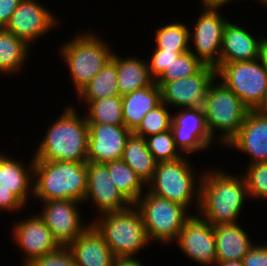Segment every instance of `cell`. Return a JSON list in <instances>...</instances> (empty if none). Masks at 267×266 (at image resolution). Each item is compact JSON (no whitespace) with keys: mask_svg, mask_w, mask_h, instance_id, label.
<instances>
[{"mask_svg":"<svg viewBox=\"0 0 267 266\" xmlns=\"http://www.w3.org/2000/svg\"><path fill=\"white\" fill-rule=\"evenodd\" d=\"M215 79H217L216 68L204 65L192 76L156 83L161 88L162 102L169 108L203 109L208 90Z\"/></svg>","mask_w":267,"mask_h":266,"instance_id":"cell-11","label":"cell"},{"mask_svg":"<svg viewBox=\"0 0 267 266\" xmlns=\"http://www.w3.org/2000/svg\"><path fill=\"white\" fill-rule=\"evenodd\" d=\"M58 18L38 0H22L11 15L6 30L28 46L58 26Z\"/></svg>","mask_w":267,"mask_h":266,"instance_id":"cell-16","label":"cell"},{"mask_svg":"<svg viewBox=\"0 0 267 266\" xmlns=\"http://www.w3.org/2000/svg\"><path fill=\"white\" fill-rule=\"evenodd\" d=\"M216 74L249 110L263 108L267 98V71L259 59L220 63Z\"/></svg>","mask_w":267,"mask_h":266,"instance_id":"cell-9","label":"cell"},{"mask_svg":"<svg viewBox=\"0 0 267 266\" xmlns=\"http://www.w3.org/2000/svg\"><path fill=\"white\" fill-rule=\"evenodd\" d=\"M216 266H243L242 260H230L216 263Z\"/></svg>","mask_w":267,"mask_h":266,"instance_id":"cell-43","label":"cell"},{"mask_svg":"<svg viewBox=\"0 0 267 266\" xmlns=\"http://www.w3.org/2000/svg\"><path fill=\"white\" fill-rule=\"evenodd\" d=\"M241 260L243 266H267V243L254 244Z\"/></svg>","mask_w":267,"mask_h":266,"instance_id":"cell-38","label":"cell"},{"mask_svg":"<svg viewBox=\"0 0 267 266\" xmlns=\"http://www.w3.org/2000/svg\"><path fill=\"white\" fill-rule=\"evenodd\" d=\"M131 133L125 125L88 124L87 161L106 163L120 160Z\"/></svg>","mask_w":267,"mask_h":266,"instance_id":"cell-20","label":"cell"},{"mask_svg":"<svg viewBox=\"0 0 267 266\" xmlns=\"http://www.w3.org/2000/svg\"><path fill=\"white\" fill-rule=\"evenodd\" d=\"M171 130L175 145L183 155L211 148L214 140L207 129L203 109L182 108L172 115Z\"/></svg>","mask_w":267,"mask_h":266,"instance_id":"cell-15","label":"cell"},{"mask_svg":"<svg viewBox=\"0 0 267 266\" xmlns=\"http://www.w3.org/2000/svg\"><path fill=\"white\" fill-rule=\"evenodd\" d=\"M33 196L40 202L72 199L84 203L86 162L34 161Z\"/></svg>","mask_w":267,"mask_h":266,"instance_id":"cell-3","label":"cell"},{"mask_svg":"<svg viewBox=\"0 0 267 266\" xmlns=\"http://www.w3.org/2000/svg\"><path fill=\"white\" fill-rule=\"evenodd\" d=\"M147 148L157 162L172 161L183 156L175 145L172 130L153 134L145 138Z\"/></svg>","mask_w":267,"mask_h":266,"instance_id":"cell-34","label":"cell"},{"mask_svg":"<svg viewBox=\"0 0 267 266\" xmlns=\"http://www.w3.org/2000/svg\"><path fill=\"white\" fill-rule=\"evenodd\" d=\"M69 104L48 128L34 161L87 162L88 123Z\"/></svg>","mask_w":267,"mask_h":266,"instance_id":"cell-2","label":"cell"},{"mask_svg":"<svg viewBox=\"0 0 267 266\" xmlns=\"http://www.w3.org/2000/svg\"><path fill=\"white\" fill-rule=\"evenodd\" d=\"M22 0H0V28H5Z\"/></svg>","mask_w":267,"mask_h":266,"instance_id":"cell-39","label":"cell"},{"mask_svg":"<svg viewBox=\"0 0 267 266\" xmlns=\"http://www.w3.org/2000/svg\"><path fill=\"white\" fill-rule=\"evenodd\" d=\"M204 64L191 52H184L166 67L164 73L155 82H171L196 74Z\"/></svg>","mask_w":267,"mask_h":266,"instance_id":"cell-33","label":"cell"},{"mask_svg":"<svg viewBox=\"0 0 267 266\" xmlns=\"http://www.w3.org/2000/svg\"><path fill=\"white\" fill-rule=\"evenodd\" d=\"M167 105L161 102L154 109L148 111L139 126L133 131L141 137H148L171 129L172 114Z\"/></svg>","mask_w":267,"mask_h":266,"instance_id":"cell-32","label":"cell"},{"mask_svg":"<svg viewBox=\"0 0 267 266\" xmlns=\"http://www.w3.org/2000/svg\"><path fill=\"white\" fill-rule=\"evenodd\" d=\"M104 164L108 168L114 185L131 204H134L145 193L143 189L146 185L122 159Z\"/></svg>","mask_w":267,"mask_h":266,"instance_id":"cell-29","label":"cell"},{"mask_svg":"<svg viewBox=\"0 0 267 266\" xmlns=\"http://www.w3.org/2000/svg\"><path fill=\"white\" fill-rule=\"evenodd\" d=\"M95 32L78 33L59 49L66 63L76 94L94 78L111 59L113 51L109 42Z\"/></svg>","mask_w":267,"mask_h":266,"instance_id":"cell-4","label":"cell"},{"mask_svg":"<svg viewBox=\"0 0 267 266\" xmlns=\"http://www.w3.org/2000/svg\"><path fill=\"white\" fill-rule=\"evenodd\" d=\"M188 51H166L154 48L151 57L147 61L150 76L156 81L165 71L166 67L179 56Z\"/></svg>","mask_w":267,"mask_h":266,"instance_id":"cell-36","label":"cell"},{"mask_svg":"<svg viewBox=\"0 0 267 266\" xmlns=\"http://www.w3.org/2000/svg\"><path fill=\"white\" fill-rule=\"evenodd\" d=\"M34 157L27 167L0 153V211H19L33 197Z\"/></svg>","mask_w":267,"mask_h":266,"instance_id":"cell-10","label":"cell"},{"mask_svg":"<svg viewBox=\"0 0 267 266\" xmlns=\"http://www.w3.org/2000/svg\"><path fill=\"white\" fill-rule=\"evenodd\" d=\"M84 105L88 107L85 115L88 124L124 125L121 95L93 100Z\"/></svg>","mask_w":267,"mask_h":266,"instance_id":"cell-30","label":"cell"},{"mask_svg":"<svg viewBox=\"0 0 267 266\" xmlns=\"http://www.w3.org/2000/svg\"><path fill=\"white\" fill-rule=\"evenodd\" d=\"M90 223L116 258L136 257L150 243L141 214L133 204L122 211L100 215Z\"/></svg>","mask_w":267,"mask_h":266,"instance_id":"cell-5","label":"cell"},{"mask_svg":"<svg viewBox=\"0 0 267 266\" xmlns=\"http://www.w3.org/2000/svg\"><path fill=\"white\" fill-rule=\"evenodd\" d=\"M11 233L14 243L24 252L23 266H28L35 259L53 253L61 247L37 214L15 221Z\"/></svg>","mask_w":267,"mask_h":266,"instance_id":"cell-17","label":"cell"},{"mask_svg":"<svg viewBox=\"0 0 267 266\" xmlns=\"http://www.w3.org/2000/svg\"><path fill=\"white\" fill-rule=\"evenodd\" d=\"M204 169L200 185L198 214L213 226L237 223L248 190L243 175H232L223 169Z\"/></svg>","mask_w":267,"mask_h":266,"instance_id":"cell-1","label":"cell"},{"mask_svg":"<svg viewBox=\"0 0 267 266\" xmlns=\"http://www.w3.org/2000/svg\"><path fill=\"white\" fill-rule=\"evenodd\" d=\"M239 24L227 22L223 31L220 63L252 61L258 59L262 36L255 38Z\"/></svg>","mask_w":267,"mask_h":266,"instance_id":"cell-22","label":"cell"},{"mask_svg":"<svg viewBox=\"0 0 267 266\" xmlns=\"http://www.w3.org/2000/svg\"><path fill=\"white\" fill-rule=\"evenodd\" d=\"M201 10L193 31L190 29L189 33V42L194 44L195 51L191 48L189 51L204 65L216 68L220 64L223 31L229 20L220 14L219 8L202 7Z\"/></svg>","mask_w":267,"mask_h":266,"instance_id":"cell-12","label":"cell"},{"mask_svg":"<svg viewBox=\"0 0 267 266\" xmlns=\"http://www.w3.org/2000/svg\"><path fill=\"white\" fill-rule=\"evenodd\" d=\"M258 2H261L262 5H264L265 7H267V0H256Z\"/></svg>","mask_w":267,"mask_h":266,"instance_id":"cell-45","label":"cell"},{"mask_svg":"<svg viewBox=\"0 0 267 266\" xmlns=\"http://www.w3.org/2000/svg\"><path fill=\"white\" fill-rule=\"evenodd\" d=\"M38 216L50 229L53 238L61 247H67L91 224H83L78 202L72 199L48 200Z\"/></svg>","mask_w":267,"mask_h":266,"instance_id":"cell-13","label":"cell"},{"mask_svg":"<svg viewBox=\"0 0 267 266\" xmlns=\"http://www.w3.org/2000/svg\"><path fill=\"white\" fill-rule=\"evenodd\" d=\"M227 146L249 155L248 165L267 162V113L249 110L238 133Z\"/></svg>","mask_w":267,"mask_h":266,"instance_id":"cell-19","label":"cell"},{"mask_svg":"<svg viewBox=\"0 0 267 266\" xmlns=\"http://www.w3.org/2000/svg\"><path fill=\"white\" fill-rule=\"evenodd\" d=\"M263 112L267 113V98H266V102L263 106V108L261 109Z\"/></svg>","mask_w":267,"mask_h":266,"instance_id":"cell-44","label":"cell"},{"mask_svg":"<svg viewBox=\"0 0 267 266\" xmlns=\"http://www.w3.org/2000/svg\"><path fill=\"white\" fill-rule=\"evenodd\" d=\"M243 175L250 199L267 200V162L251 164Z\"/></svg>","mask_w":267,"mask_h":266,"instance_id":"cell-35","label":"cell"},{"mask_svg":"<svg viewBox=\"0 0 267 266\" xmlns=\"http://www.w3.org/2000/svg\"><path fill=\"white\" fill-rule=\"evenodd\" d=\"M79 101L90 103L93 100L119 95L117 85V54L103 66L100 72L77 94Z\"/></svg>","mask_w":267,"mask_h":266,"instance_id":"cell-27","label":"cell"},{"mask_svg":"<svg viewBox=\"0 0 267 266\" xmlns=\"http://www.w3.org/2000/svg\"><path fill=\"white\" fill-rule=\"evenodd\" d=\"M258 59L265 68V70L267 71V37L262 36L259 46Z\"/></svg>","mask_w":267,"mask_h":266,"instance_id":"cell-41","label":"cell"},{"mask_svg":"<svg viewBox=\"0 0 267 266\" xmlns=\"http://www.w3.org/2000/svg\"><path fill=\"white\" fill-rule=\"evenodd\" d=\"M147 185L153 178L157 161L147 148L144 137L133 132L128 137L121 158Z\"/></svg>","mask_w":267,"mask_h":266,"instance_id":"cell-26","label":"cell"},{"mask_svg":"<svg viewBox=\"0 0 267 266\" xmlns=\"http://www.w3.org/2000/svg\"><path fill=\"white\" fill-rule=\"evenodd\" d=\"M182 253L203 266H216L214 226L199 215L192 214L175 241Z\"/></svg>","mask_w":267,"mask_h":266,"instance_id":"cell-14","label":"cell"},{"mask_svg":"<svg viewBox=\"0 0 267 266\" xmlns=\"http://www.w3.org/2000/svg\"><path fill=\"white\" fill-rule=\"evenodd\" d=\"M216 263L241 260L254 245L247 232L237 223L214 226Z\"/></svg>","mask_w":267,"mask_h":266,"instance_id":"cell-23","label":"cell"},{"mask_svg":"<svg viewBox=\"0 0 267 266\" xmlns=\"http://www.w3.org/2000/svg\"><path fill=\"white\" fill-rule=\"evenodd\" d=\"M28 266H77L67 247H60L53 253L35 259Z\"/></svg>","mask_w":267,"mask_h":266,"instance_id":"cell-37","label":"cell"},{"mask_svg":"<svg viewBox=\"0 0 267 266\" xmlns=\"http://www.w3.org/2000/svg\"><path fill=\"white\" fill-rule=\"evenodd\" d=\"M86 170L87 190L84 203L91 200L96 206L99 216L122 211L132 205L114 185L104 163L87 161Z\"/></svg>","mask_w":267,"mask_h":266,"instance_id":"cell-18","label":"cell"},{"mask_svg":"<svg viewBox=\"0 0 267 266\" xmlns=\"http://www.w3.org/2000/svg\"><path fill=\"white\" fill-rule=\"evenodd\" d=\"M67 248L77 266H113L116 258L92 224Z\"/></svg>","mask_w":267,"mask_h":266,"instance_id":"cell-21","label":"cell"},{"mask_svg":"<svg viewBox=\"0 0 267 266\" xmlns=\"http://www.w3.org/2000/svg\"><path fill=\"white\" fill-rule=\"evenodd\" d=\"M202 7L205 8H222V6L227 5L226 3L231 2L232 0H200ZM235 1V0H234Z\"/></svg>","mask_w":267,"mask_h":266,"instance_id":"cell-42","label":"cell"},{"mask_svg":"<svg viewBox=\"0 0 267 266\" xmlns=\"http://www.w3.org/2000/svg\"><path fill=\"white\" fill-rule=\"evenodd\" d=\"M154 82L150 76L147 60L136 56L121 58L117 55V85L119 95L123 96Z\"/></svg>","mask_w":267,"mask_h":266,"instance_id":"cell-25","label":"cell"},{"mask_svg":"<svg viewBox=\"0 0 267 266\" xmlns=\"http://www.w3.org/2000/svg\"><path fill=\"white\" fill-rule=\"evenodd\" d=\"M124 125L132 132L139 126L146 113L162 102L161 88L154 81L151 85L122 96Z\"/></svg>","mask_w":267,"mask_h":266,"instance_id":"cell-24","label":"cell"},{"mask_svg":"<svg viewBox=\"0 0 267 266\" xmlns=\"http://www.w3.org/2000/svg\"><path fill=\"white\" fill-rule=\"evenodd\" d=\"M141 214L149 241H176L186 220L192 215L183 205L151 194L148 190L133 204Z\"/></svg>","mask_w":267,"mask_h":266,"instance_id":"cell-8","label":"cell"},{"mask_svg":"<svg viewBox=\"0 0 267 266\" xmlns=\"http://www.w3.org/2000/svg\"><path fill=\"white\" fill-rule=\"evenodd\" d=\"M29 48L31 47L19 37L5 28H0V73L3 75L19 73L28 60Z\"/></svg>","mask_w":267,"mask_h":266,"instance_id":"cell-28","label":"cell"},{"mask_svg":"<svg viewBox=\"0 0 267 266\" xmlns=\"http://www.w3.org/2000/svg\"><path fill=\"white\" fill-rule=\"evenodd\" d=\"M203 110L211 138L215 140L216 131H221L218 140L225 146L238 133L249 111L233 91L220 83L219 78L212 82Z\"/></svg>","mask_w":267,"mask_h":266,"instance_id":"cell-7","label":"cell"},{"mask_svg":"<svg viewBox=\"0 0 267 266\" xmlns=\"http://www.w3.org/2000/svg\"><path fill=\"white\" fill-rule=\"evenodd\" d=\"M190 28L185 23L175 21L160 26L155 35V48L166 51H189Z\"/></svg>","mask_w":267,"mask_h":266,"instance_id":"cell-31","label":"cell"},{"mask_svg":"<svg viewBox=\"0 0 267 266\" xmlns=\"http://www.w3.org/2000/svg\"><path fill=\"white\" fill-rule=\"evenodd\" d=\"M186 156L183 155L172 161L157 162L153 178L146 185L148 186L146 190L161 198L179 203L187 209L196 200L195 207L198 211L203 172L197 177L194 173V165L192 166L188 160L189 157Z\"/></svg>","mask_w":267,"mask_h":266,"instance_id":"cell-6","label":"cell"},{"mask_svg":"<svg viewBox=\"0 0 267 266\" xmlns=\"http://www.w3.org/2000/svg\"><path fill=\"white\" fill-rule=\"evenodd\" d=\"M113 266H144L136 257L115 258Z\"/></svg>","mask_w":267,"mask_h":266,"instance_id":"cell-40","label":"cell"}]
</instances>
